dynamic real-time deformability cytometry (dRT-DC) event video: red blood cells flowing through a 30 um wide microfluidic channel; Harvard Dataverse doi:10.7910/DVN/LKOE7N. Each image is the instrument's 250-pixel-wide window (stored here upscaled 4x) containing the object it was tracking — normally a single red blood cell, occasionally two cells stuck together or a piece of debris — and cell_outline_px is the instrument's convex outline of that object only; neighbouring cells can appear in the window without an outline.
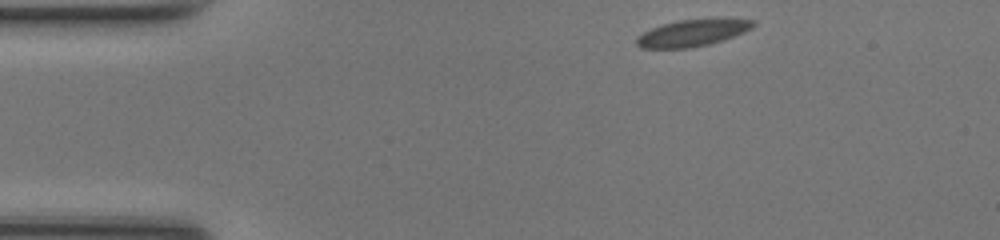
{"species": "common noctule bat (a hibernating species)", "species_latin": "Nyctalus noctula", "temperature_condition": "room temperature", "stored_images_in_passage": 7, "camera_frame_rate_fps": 3000, "um_per_image_px": 0.085, "animal": {"sex": "female", "body_mass_g": 17.0, "forearm_length_mm": 48.0}, "frame": {"image": 1, "passage_image": 1, "time_ms": 0.0, "image_size_px": [1000, 240], "cell_outline_px": [[756, 24], [752, 28], [744, 32], [724, 40], [708, 44], [688, 48], [640, 48], [636, 44], [636, 36], [652, 28], [664, 24], [680, 20], [720, 16], [756, 20]], "centroid_in_image_um": [58.95, 2.75], "position_along_channel_um": 26.1, "area_um2": 18.79}}